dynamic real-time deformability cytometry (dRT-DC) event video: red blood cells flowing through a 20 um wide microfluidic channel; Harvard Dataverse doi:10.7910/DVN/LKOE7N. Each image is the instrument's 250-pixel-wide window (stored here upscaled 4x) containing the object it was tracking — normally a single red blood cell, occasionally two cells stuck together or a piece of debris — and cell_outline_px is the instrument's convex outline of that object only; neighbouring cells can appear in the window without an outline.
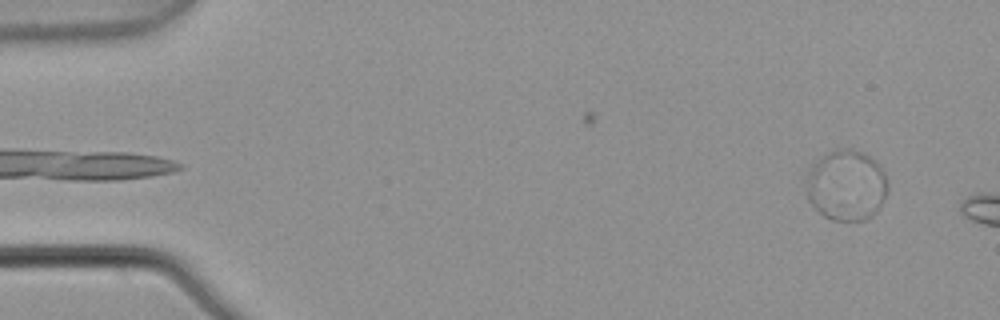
{"species": "common noctule bat (a hibernating species)", "species_latin": "Nyctalus noctula", "temperature_condition": "warm", "stored_images_in_passage": 5, "camera_frame_rate_fps": 3000, "um_per_image_px": 0.085, "animal": {"sex": "male", "body_mass_g": 21.5, "forearm_length_mm": 52.0}, "frame": {"image": 1, "passage_image": 5, "time_ms": 1.333, "image_size_px": [1000, 320], "cell_outline_px": [[888, 192], [876, 212], [872, 216], [864, 220], [832, 220], [824, 216], [808, 200], [804, 180], [812, 164], [828, 152], [836, 148], [852, 148], [864, 152], [884, 172], [888, 180]], "centroid_in_image_um": [71.93, 15.74], "position_along_channel_um": 13.1, "area_um2": 33.81}}